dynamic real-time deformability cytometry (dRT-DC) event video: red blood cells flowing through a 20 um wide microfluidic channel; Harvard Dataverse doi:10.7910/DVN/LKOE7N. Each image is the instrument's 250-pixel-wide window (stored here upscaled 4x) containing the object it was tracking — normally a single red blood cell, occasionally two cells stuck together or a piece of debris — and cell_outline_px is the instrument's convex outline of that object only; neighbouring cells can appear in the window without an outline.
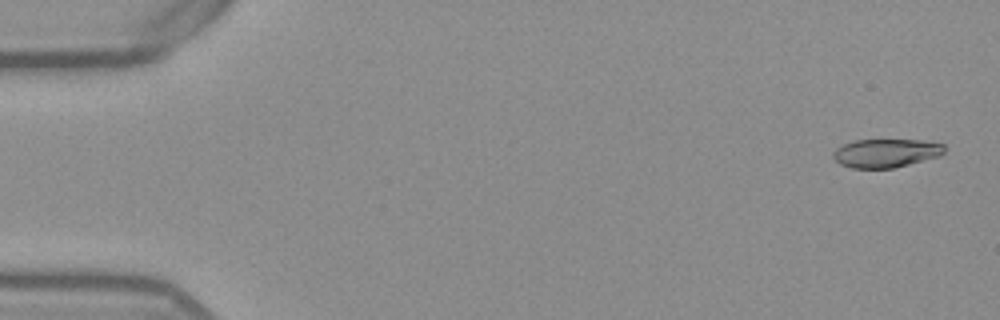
{"species": "Egyptian fruit bat (a non-hibernating species)", "species_latin": "Rousettus aegyptiacus", "temperature_condition": "warm", "stored_images_in_passage": 53, "camera_frame_rate_fps": 3000, "um_per_image_px": 0.085, "frame": {"image": 1, "passage_image": 2, "time_ms": 0.333, "image_size_px": [1000, 320], "cell_outline_px": [[944, 152], [940, 156], [892, 168], [852, 168], [840, 164], [832, 156], [832, 152], [836, 148], [852, 140], [924, 140], [944, 144]], "centroid_in_image_um": [75.29, 13.0], "position_along_channel_um": 9.7, "area_um2": 18.5}}
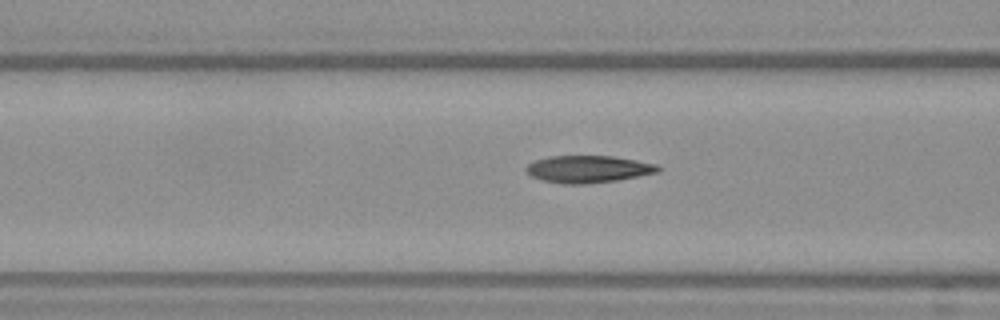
{"frame": {"image": 2, "passage_image": 21, "time_ms": 6.667, "image_size_px": [1000, 320], "cell_outline_px": [[660, 172], [616, 180], [584, 184], [564, 184], [544, 180], [532, 176], [524, 168], [528, 164], [536, 160], [548, 156], [612, 156], [636, 160], [656, 164], [660, 168]], "centroid_in_image_um": [50.0, 14.37], "position_along_channel_um": 116.6, "area_um2": 20.69}}
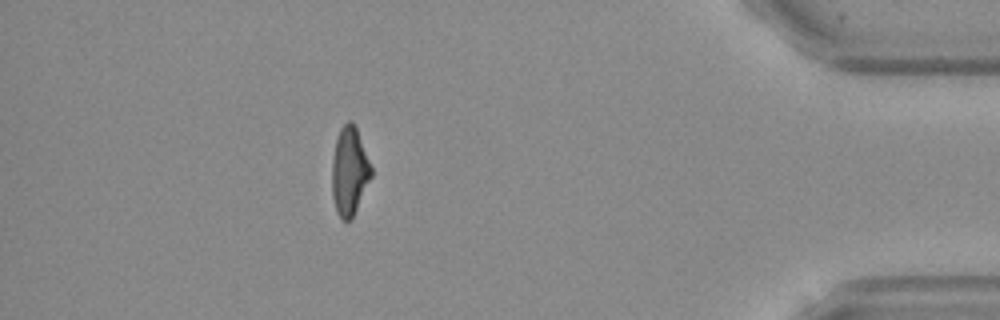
{"frame": {"image": 3, "passage_image": 47, "time_ms": 15.333, "image_size_px": [1000, 320], "cell_outline_px": [[372, 176], [352, 220], [344, 220], [336, 212], [332, 196], [332, 160], [336, 140], [340, 128], [348, 120], [352, 120], [356, 128], [372, 168]], "centroid_in_image_um": [29.7, 14.58], "position_along_channel_um": 405.5, "area_um2": 20.17}, "authors_computed_cell_mechanics": {"area_um2": 20.4612, "velocity_mm_per_s": 3.883, "shape_relaxation_time_tau1_ms": 7.1525, "shape_relaxation_time_tau2_ms": 1.9354, "deformation_change_tau1": 0.2603, "deformation_change_tau2": 0.1066}}